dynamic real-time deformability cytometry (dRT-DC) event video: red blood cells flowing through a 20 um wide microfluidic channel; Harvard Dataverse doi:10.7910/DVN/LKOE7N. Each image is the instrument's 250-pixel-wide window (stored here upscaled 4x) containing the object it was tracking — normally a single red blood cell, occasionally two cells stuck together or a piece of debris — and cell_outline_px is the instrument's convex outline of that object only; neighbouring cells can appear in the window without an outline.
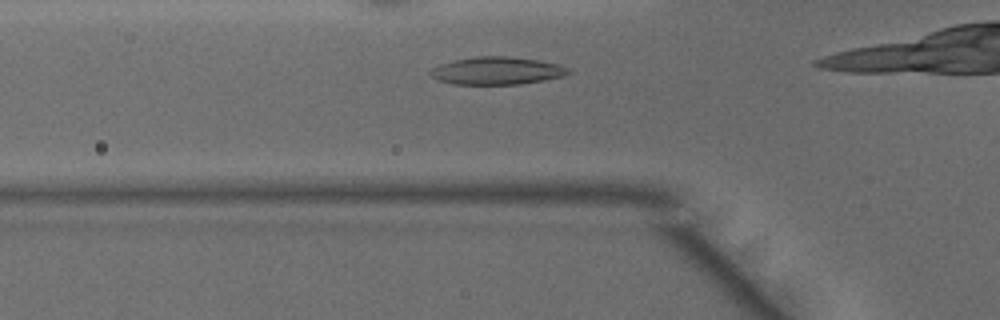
{"species": "common noctule bat (a hibernating species)", "species_latin": "Nyctalus noctula", "temperature_condition": "warm", "stored_images_in_passage": 8, "camera_frame_rate_fps": 3000, "um_per_image_px": 0.085, "animal": {"sex": "male", "body_mass_g": 15.6}, "frame": {"image": 1, "passage_image": 4, "time_ms": 1.0, "image_size_px": [1000, 320], "cell_outline_px": [[572, 72], [564, 76], [544, 80], [520, 84], [456, 84], [440, 80], [428, 76], [428, 72], [432, 68], [440, 64], [452, 60], [476, 56], [508, 56], [536, 60], [556, 64], [568, 68]], "centroid_in_image_um": [42.2, 6.01], "position_along_channel_um": 83.6, "area_um2": 22.2}}
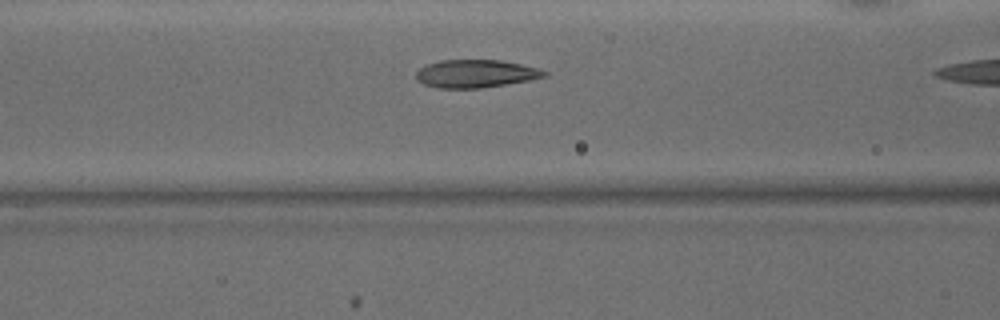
{"frame": {"image": 2, "passage_image": 7, "time_ms": 2.0, "image_size_px": [1000, 320], "cell_outline_px": [[548, 76], [528, 80], [480, 88], [440, 88], [424, 84], [416, 80], [416, 72], [420, 68], [428, 64], [440, 60], [500, 60], [540, 68], [548, 72]], "centroid_in_image_um": [40.44, 6.26], "position_along_channel_um": 126.2, "area_um2": 20.75}}